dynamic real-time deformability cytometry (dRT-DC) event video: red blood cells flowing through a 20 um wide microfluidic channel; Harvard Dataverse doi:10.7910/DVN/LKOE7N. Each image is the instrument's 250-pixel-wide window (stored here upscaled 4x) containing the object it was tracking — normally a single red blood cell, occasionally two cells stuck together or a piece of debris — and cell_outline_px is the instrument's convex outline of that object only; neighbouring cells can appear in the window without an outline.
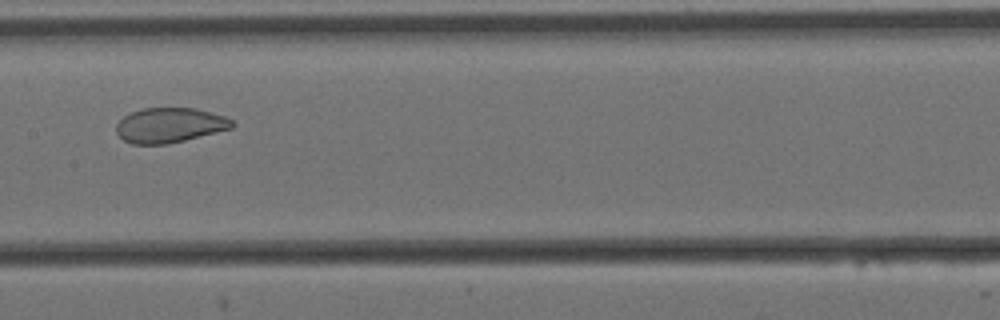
{"species": "Egyptian fruit bat (a non-hibernating species)", "species_latin": "Rousettus aegyptiacus", "temperature_condition": "cold", "stored_images_in_passage": 9, "camera_frame_rate_fps": 3000, "um_per_image_px": 0.085, "animal": {"sex": "female"}, "frame": {"image": 1, "passage_image": 7, "time_ms": 2.0, "image_size_px": [1000, 320], "cell_outline_px": [[236, 124], [232, 128], [184, 140], [164, 144], [132, 144], [124, 140], [116, 132], [116, 124], [124, 116], [132, 112], [144, 108], [196, 108], [224, 116], [232, 120]], "centroid_in_image_um": [14.42, 10.64], "position_along_channel_um": 193.0, "area_um2": 23.35}}
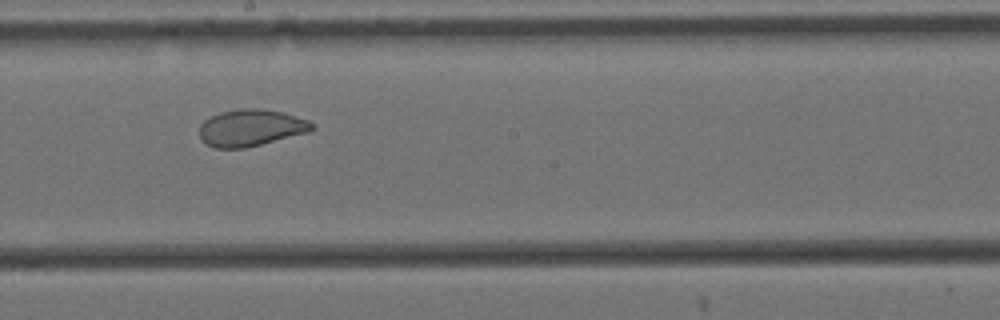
{"frame": {"image": 2, "passage_image": 8, "time_ms": 2.333, "image_size_px": [1000, 320], "cell_outline_px": [[316, 128], [308, 132], [244, 148], [212, 148], [200, 140], [200, 124], [204, 120], [220, 112], [240, 108], [256, 108], [284, 112], [308, 120], [316, 124]], "centroid_in_image_um": [21.32, 10.86], "position_along_channel_um": 226.9, "area_um2": 24.22}}
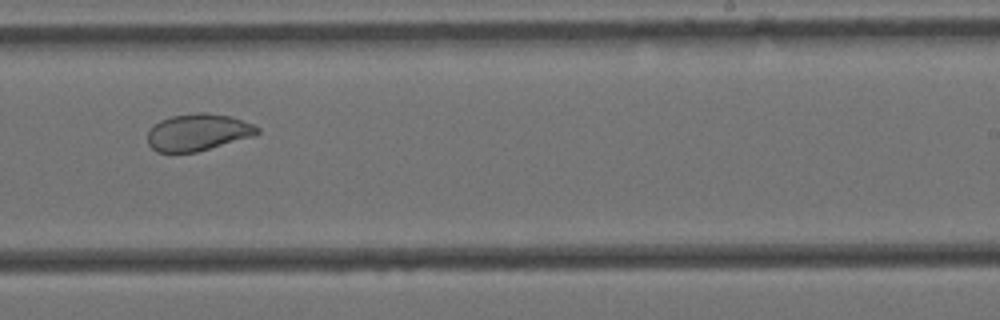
{"frame": {"image": 3, "passage_image": 9, "time_ms": 2.667, "image_size_px": [1000, 320], "cell_outline_px": [[260, 132], [252, 136], [196, 152], [156, 152], [148, 144], [148, 132], [160, 120], [172, 116], [196, 112], [204, 112], [232, 116], [252, 124], [260, 128]], "centroid_in_image_um": [16.82, 11.23], "position_along_channel_um": 272.2, "area_um2": 23.41}}